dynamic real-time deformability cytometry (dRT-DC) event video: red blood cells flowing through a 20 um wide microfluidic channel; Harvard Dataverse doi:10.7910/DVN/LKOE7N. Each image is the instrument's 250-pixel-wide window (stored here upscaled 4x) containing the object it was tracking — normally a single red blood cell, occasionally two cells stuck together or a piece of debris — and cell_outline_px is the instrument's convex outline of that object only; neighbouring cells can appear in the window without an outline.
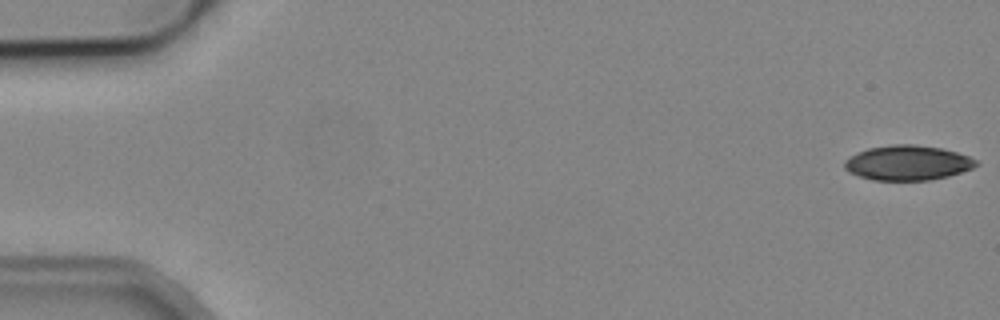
{"species": "common noctule bat (a hibernating species)", "species_latin": "Nyctalus noctula", "temperature_condition": "cold", "stored_images_in_passage": 6, "camera_frame_rate_fps": 3000, "um_per_image_px": 0.085, "animal": {"sex": "male", "body_mass_g": 19.2, "forearm_length_mm": 51.8}, "frame": {"image": 1, "passage_image": 1, "time_ms": 0.0, "image_size_px": [1000, 320], "cell_outline_px": [[980, 164], [972, 168], [948, 176], [928, 180], [872, 180], [848, 172], [844, 168], [844, 160], [868, 148], [892, 144], [916, 144], [940, 148], [956, 152], [968, 156], [976, 160]], "centroid_in_image_um": [77.14, 13.84], "position_along_channel_um": 7.9, "area_um2": 26.59}}
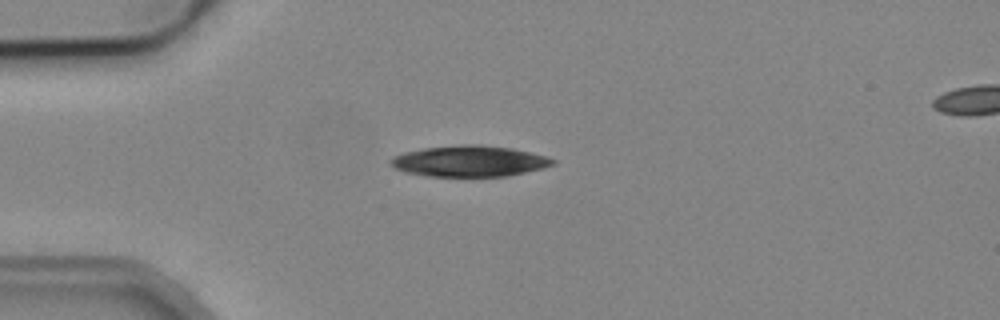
{"frame": {"image": 2, "passage_image": 5, "time_ms": 4.333, "image_size_px": [1000, 320], "cell_outline_px": [[556, 164], [544, 168], [508, 176], [428, 176], [408, 172], [396, 168], [388, 164], [388, 160], [392, 156], [404, 152], [424, 148], [460, 144], [480, 144], [512, 148], [548, 156], [556, 160]], "centroid_in_image_um": [39.92, 13.69], "position_along_channel_um": 45.1, "area_um2": 29.54}}